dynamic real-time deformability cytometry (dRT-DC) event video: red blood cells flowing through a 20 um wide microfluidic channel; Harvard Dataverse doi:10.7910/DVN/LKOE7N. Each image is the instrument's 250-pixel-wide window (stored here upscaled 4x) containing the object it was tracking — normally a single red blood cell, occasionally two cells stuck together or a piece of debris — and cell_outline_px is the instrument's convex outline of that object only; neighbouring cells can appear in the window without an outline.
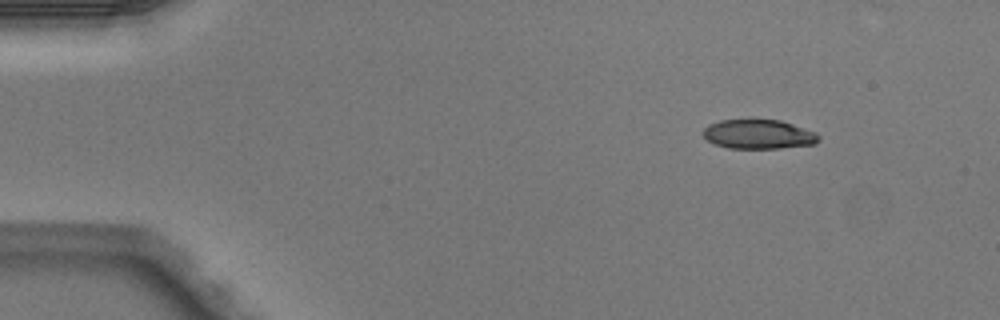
{"species": "Egyptian fruit bat (a non-hibernating species)", "species_latin": "Rousettus aegyptiacus", "temperature_condition": "warm", "stored_images_in_passage": 5, "camera_frame_rate_fps": 3000, "um_per_image_px": 0.085, "animal": {"sex": "male"}, "frame": {"image": 1, "passage_image": 2, "time_ms": 0.333, "image_size_px": [1000, 320], "cell_outline_px": [[820, 140], [816, 144], [780, 148], [728, 148], [716, 144], [708, 140], [704, 136], [704, 128], [708, 124], [720, 120], [752, 116], [780, 120], [816, 132], [820, 136]], "centroid_in_image_um": [64.48, 11.36], "position_along_channel_um": 20.5, "area_um2": 20.52}}
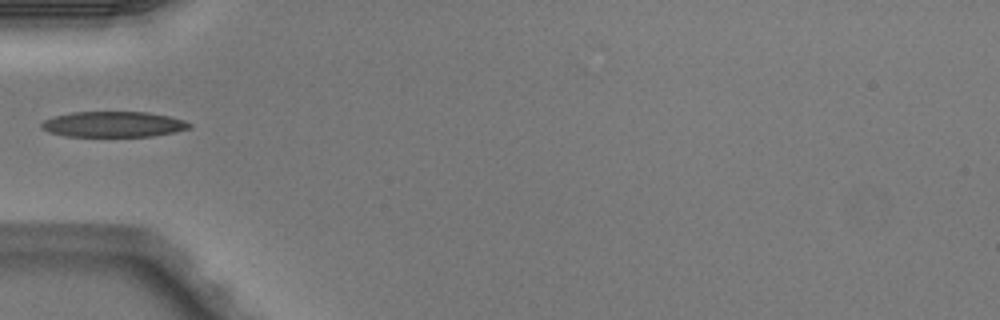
{"frame": {"image": 2, "passage_image": 5, "time_ms": 1.333, "image_size_px": [1000, 320], "cell_outline_px": [[192, 128], [176, 132], [152, 136], [68, 136], [52, 132], [40, 128], [40, 124], [44, 120], [52, 116], [72, 112], [148, 112], [168, 116], [184, 120], [192, 124]], "centroid_in_image_um": [9.66, 10.56], "position_along_channel_um": 75.3, "area_um2": 22.08}}